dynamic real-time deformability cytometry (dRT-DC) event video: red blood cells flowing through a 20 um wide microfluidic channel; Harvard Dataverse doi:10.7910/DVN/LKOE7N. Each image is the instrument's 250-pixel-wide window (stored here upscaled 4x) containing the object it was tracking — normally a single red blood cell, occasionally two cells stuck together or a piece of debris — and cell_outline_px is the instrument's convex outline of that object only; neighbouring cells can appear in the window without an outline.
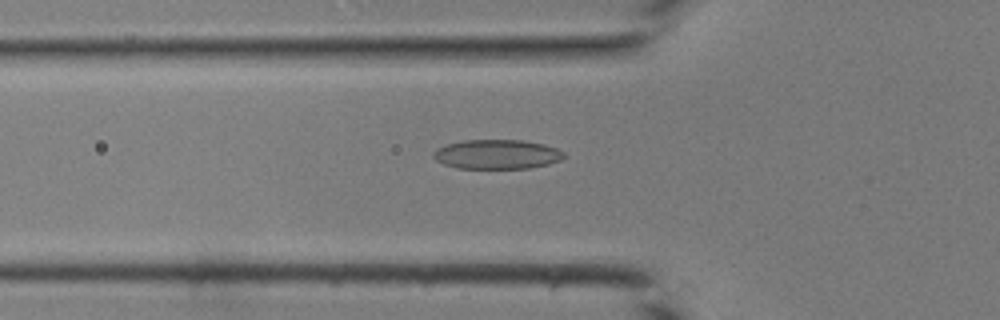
{"species": "common noctule bat (a hibernating species)", "species_latin": "Nyctalus noctula", "temperature_condition": "room temperature", "stored_images_in_passage": 41, "camera_frame_rate_fps": 3000, "um_per_image_px": 0.085, "animal": {"sex": "male", "body_mass_g": 19.0, "forearm_length_mm": 50.8}, "frame": {"image": 1, "passage_image": 14, "time_ms": 4.333, "image_size_px": [1000, 320], "cell_outline_px": [[564, 156], [560, 160], [548, 164], [528, 168], [456, 168], [444, 164], [436, 160], [432, 156], [432, 152], [436, 148], [448, 144], [464, 140], [520, 140], [544, 144], [556, 148], [564, 152]], "centroid_in_image_um": [42.21, 13.11], "position_along_channel_um": 83.6, "area_um2": 22.31}}
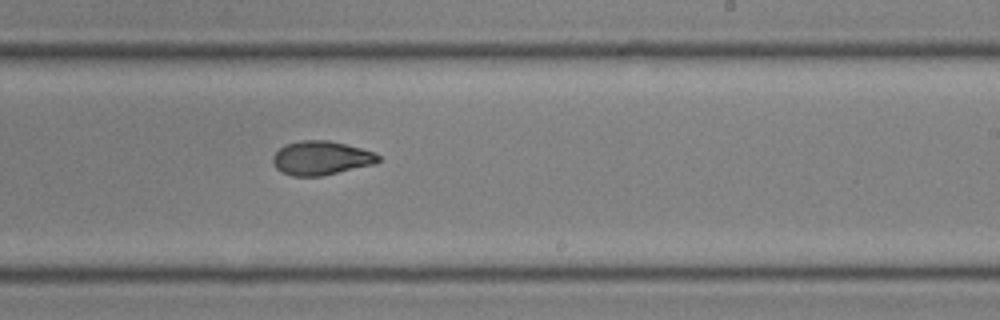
{"frame": {"image": 2, "passage_image": 25, "time_ms": 8.0, "image_size_px": [1000, 320], "cell_outline_px": [[380, 160], [376, 164], [320, 176], [292, 176], [280, 172], [272, 164], [272, 156], [280, 148], [288, 144], [300, 140], [328, 140], [376, 152], [380, 156]], "centroid_in_image_um": [27.29, 13.44], "position_along_channel_um": 261.7, "area_um2": 20.92}}
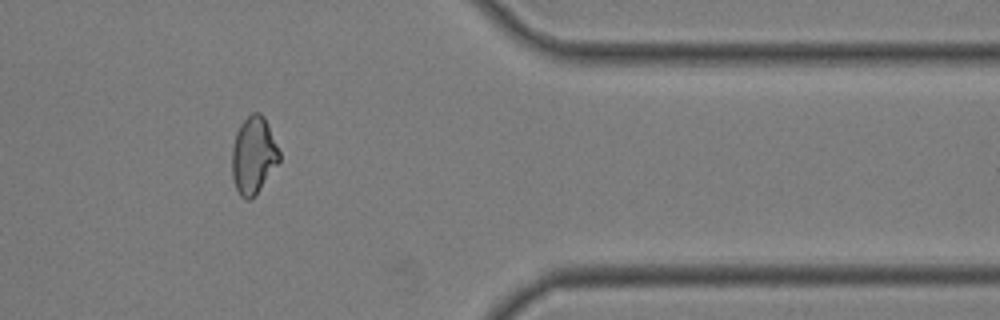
{"frame": {"image": 3, "passage_image": 34, "time_ms": 11.0, "image_size_px": [1000, 320], "cell_outline_px": [[280, 160], [260, 188], [248, 200], [244, 200], [240, 196], [236, 188], [232, 176], [232, 148], [236, 132], [240, 124], [252, 112], [260, 112], [264, 116], [268, 124], [280, 152]], "centroid_in_image_um": [21.53, 13.17], "position_along_channel_um": 389.9, "area_um2": 21.1}}